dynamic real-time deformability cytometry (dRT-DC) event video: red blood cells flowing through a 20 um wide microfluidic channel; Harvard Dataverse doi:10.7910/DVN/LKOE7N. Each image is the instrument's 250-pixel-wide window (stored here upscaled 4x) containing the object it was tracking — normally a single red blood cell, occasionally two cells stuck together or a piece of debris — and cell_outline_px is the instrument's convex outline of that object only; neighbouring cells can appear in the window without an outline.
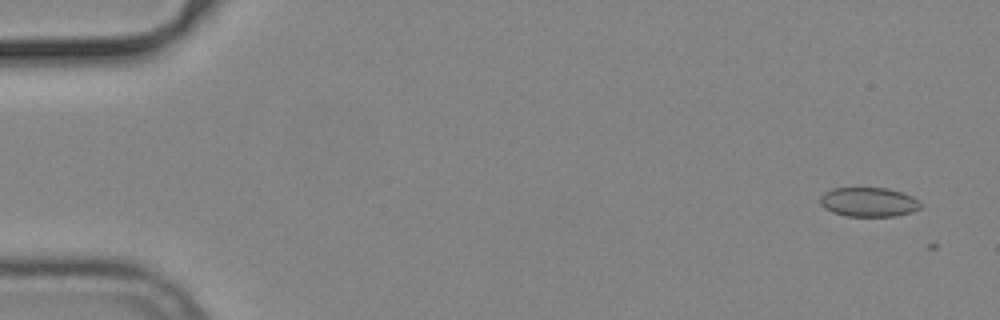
{"species": "common noctule bat (a hibernating species)", "species_latin": "Nyctalus noctula", "temperature_condition": "cold", "stored_images_in_passage": 2, "camera_frame_rate_fps": 3000, "um_per_image_px": 0.085, "animal": {"sex": "male", "body_mass_g": 19.2, "forearm_length_mm": 51.8}, "frame": {"image": 1, "passage_image": 1, "time_ms": 0.0, "image_size_px": [1000, 320], "cell_outline_px": [[920, 208], [912, 212], [896, 216], [844, 216], [832, 212], [824, 208], [820, 204], [820, 196], [824, 192], [832, 188], [888, 188], [912, 196], [920, 204]], "centroid_in_image_um": [73.79, 17.18], "position_along_channel_um": 11.2, "area_um2": 17.17}}